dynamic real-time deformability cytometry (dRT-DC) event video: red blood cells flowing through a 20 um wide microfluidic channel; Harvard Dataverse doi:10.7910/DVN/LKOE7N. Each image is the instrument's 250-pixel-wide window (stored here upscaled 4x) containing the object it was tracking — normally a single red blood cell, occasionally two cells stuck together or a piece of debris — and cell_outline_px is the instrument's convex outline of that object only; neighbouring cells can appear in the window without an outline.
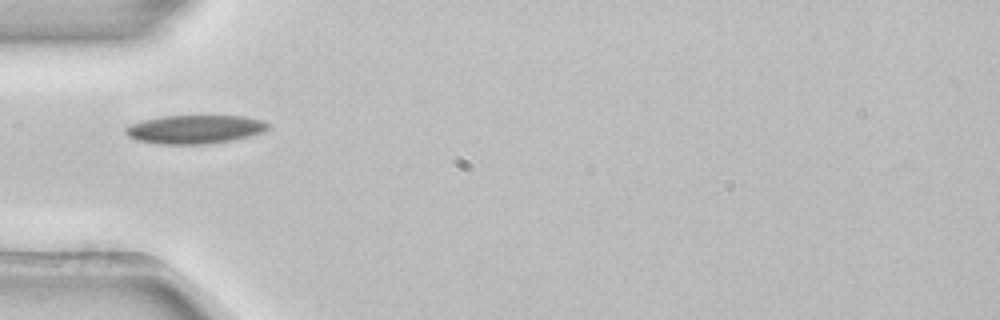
{"species": "common noctule bat (a hibernating species)", "species_latin": "Nyctalus noctula", "temperature_condition": "room temperature", "stored_images_in_passage": 4, "camera_frame_rate_fps": 3000, "um_per_image_px": 0.085, "animal": {"sex": "female", "body_mass_g": 22.7, "forearm_length_mm": 54.2}, "frame": {"image": 1, "passage_image": 4, "time_ms": 1.0, "image_size_px": [1000, 320], "cell_outline_px": [[268, 128], [264, 132], [232, 140], [208, 144], [160, 144], [136, 140], [128, 136], [124, 132], [124, 128], [128, 124], [160, 116], [244, 116], [264, 120], [268, 124]], "centroid_in_image_um": [16.53, 10.99], "position_along_channel_um": 68.5, "area_um2": 23.87}}